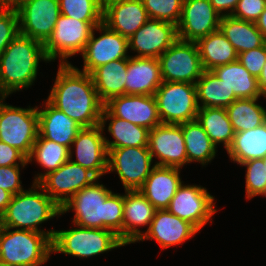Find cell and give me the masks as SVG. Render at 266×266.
Segmentation results:
<instances>
[{
	"instance_id": "6da1fadb",
	"label": "cell",
	"mask_w": 266,
	"mask_h": 266,
	"mask_svg": "<svg viewBox=\"0 0 266 266\" xmlns=\"http://www.w3.org/2000/svg\"><path fill=\"white\" fill-rule=\"evenodd\" d=\"M47 100L82 127L100 124L104 103L95 89L91 74L71 64H59Z\"/></svg>"
},
{
	"instance_id": "7a4b0ae2",
	"label": "cell",
	"mask_w": 266,
	"mask_h": 266,
	"mask_svg": "<svg viewBox=\"0 0 266 266\" xmlns=\"http://www.w3.org/2000/svg\"><path fill=\"white\" fill-rule=\"evenodd\" d=\"M74 212L73 224L94 229H110L123 242L124 193H115L97 179L78 191L62 207L61 215Z\"/></svg>"
},
{
	"instance_id": "3957f363",
	"label": "cell",
	"mask_w": 266,
	"mask_h": 266,
	"mask_svg": "<svg viewBox=\"0 0 266 266\" xmlns=\"http://www.w3.org/2000/svg\"><path fill=\"white\" fill-rule=\"evenodd\" d=\"M49 63L44 43L17 35L0 55V87L9 96L34 85L40 62Z\"/></svg>"
},
{
	"instance_id": "277c9868",
	"label": "cell",
	"mask_w": 266,
	"mask_h": 266,
	"mask_svg": "<svg viewBox=\"0 0 266 266\" xmlns=\"http://www.w3.org/2000/svg\"><path fill=\"white\" fill-rule=\"evenodd\" d=\"M30 187L12 196L0 217V226L45 233L52 239L55 230L41 229V224L61 217V207L37 182H32Z\"/></svg>"
},
{
	"instance_id": "5b68a950",
	"label": "cell",
	"mask_w": 266,
	"mask_h": 266,
	"mask_svg": "<svg viewBox=\"0 0 266 266\" xmlns=\"http://www.w3.org/2000/svg\"><path fill=\"white\" fill-rule=\"evenodd\" d=\"M52 254L47 234L0 226V260L7 266H42Z\"/></svg>"
},
{
	"instance_id": "8992f818",
	"label": "cell",
	"mask_w": 266,
	"mask_h": 266,
	"mask_svg": "<svg viewBox=\"0 0 266 266\" xmlns=\"http://www.w3.org/2000/svg\"><path fill=\"white\" fill-rule=\"evenodd\" d=\"M74 225V228L55 230L52 253L87 259L126 246L110 229H94Z\"/></svg>"
},
{
	"instance_id": "52a82bcc",
	"label": "cell",
	"mask_w": 266,
	"mask_h": 266,
	"mask_svg": "<svg viewBox=\"0 0 266 266\" xmlns=\"http://www.w3.org/2000/svg\"><path fill=\"white\" fill-rule=\"evenodd\" d=\"M102 23L80 21L60 14L52 35L44 43L50 63L58 58L59 64H71L69 58L82 54L94 27Z\"/></svg>"
},
{
	"instance_id": "ba28073f",
	"label": "cell",
	"mask_w": 266,
	"mask_h": 266,
	"mask_svg": "<svg viewBox=\"0 0 266 266\" xmlns=\"http://www.w3.org/2000/svg\"><path fill=\"white\" fill-rule=\"evenodd\" d=\"M38 134L37 105L23 108L5 101L0 105V141L28 158Z\"/></svg>"
},
{
	"instance_id": "9c48e42d",
	"label": "cell",
	"mask_w": 266,
	"mask_h": 266,
	"mask_svg": "<svg viewBox=\"0 0 266 266\" xmlns=\"http://www.w3.org/2000/svg\"><path fill=\"white\" fill-rule=\"evenodd\" d=\"M154 97L162 124L180 125L196 120L199 110L196 84L163 81Z\"/></svg>"
},
{
	"instance_id": "30bf717a",
	"label": "cell",
	"mask_w": 266,
	"mask_h": 266,
	"mask_svg": "<svg viewBox=\"0 0 266 266\" xmlns=\"http://www.w3.org/2000/svg\"><path fill=\"white\" fill-rule=\"evenodd\" d=\"M215 201V196L211 195L206 187L183 182L167 210L180 219L188 221L200 231L209 222L212 224V217L219 210L216 209Z\"/></svg>"
},
{
	"instance_id": "8fae6325",
	"label": "cell",
	"mask_w": 266,
	"mask_h": 266,
	"mask_svg": "<svg viewBox=\"0 0 266 266\" xmlns=\"http://www.w3.org/2000/svg\"><path fill=\"white\" fill-rule=\"evenodd\" d=\"M158 59L165 82L196 84L204 71L194 41L177 39Z\"/></svg>"
},
{
	"instance_id": "7c38bea8",
	"label": "cell",
	"mask_w": 266,
	"mask_h": 266,
	"mask_svg": "<svg viewBox=\"0 0 266 266\" xmlns=\"http://www.w3.org/2000/svg\"><path fill=\"white\" fill-rule=\"evenodd\" d=\"M148 147H121L108 151V173H117L125 190H138L155 167Z\"/></svg>"
},
{
	"instance_id": "4fadbf2b",
	"label": "cell",
	"mask_w": 266,
	"mask_h": 266,
	"mask_svg": "<svg viewBox=\"0 0 266 266\" xmlns=\"http://www.w3.org/2000/svg\"><path fill=\"white\" fill-rule=\"evenodd\" d=\"M19 34L45 43L60 16L59 0H16Z\"/></svg>"
},
{
	"instance_id": "5bb4252c",
	"label": "cell",
	"mask_w": 266,
	"mask_h": 266,
	"mask_svg": "<svg viewBox=\"0 0 266 266\" xmlns=\"http://www.w3.org/2000/svg\"><path fill=\"white\" fill-rule=\"evenodd\" d=\"M99 36H96V33ZM128 39L118 32L110 30L104 23L94 27L90 39L81 56L82 72L91 74L96 68L115 60L128 59ZM129 54V55H128Z\"/></svg>"
},
{
	"instance_id": "9a60e30c",
	"label": "cell",
	"mask_w": 266,
	"mask_h": 266,
	"mask_svg": "<svg viewBox=\"0 0 266 266\" xmlns=\"http://www.w3.org/2000/svg\"><path fill=\"white\" fill-rule=\"evenodd\" d=\"M99 179L93 172L70 159L57 170L43 176L37 183L62 207L78 191Z\"/></svg>"
},
{
	"instance_id": "2e32d148",
	"label": "cell",
	"mask_w": 266,
	"mask_h": 266,
	"mask_svg": "<svg viewBox=\"0 0 266 266\" xmlns=\"http://www.w3.org/2000/svg\"><path fill=\"white\" fill-rule=\"evenodd\" d=\"M147 147L156 166L182 169L187 165V152L181 125L155 126L149 130Z\"/></svg>"
},
{
	"instance_id": "e0dca14e",
	"label": "cell",
	"mask_w": 266,
	"mask_h": 266,
	"mask_svg": "<svg viewBox=\"0 0 266 266\" xmlns=\"http://www.w3.org/2000/svg\"><path fill=\"white\" fill-rule=\"evenodd\" d=\"M105 135L100 124L94 127H82L70 148V160L90 170L99 179L107 174L108 169Z\"/></svg>"
},
{
	"instance_id": "ac0fdd59",
	"label": "cell",
	"mask_w": 266,
	"mask_h": 266,
	"mask_svg": "<svg viewBox=\"0 0 266 266\" xmlns=\"http://www.w3.org/2000/svg\"><path fill=\"white\" fill-rule=\"evenodd\" d=\"M177 26L157 20L148 19L129 39V52L133 57L159 58L176 40Z\"/></svg>"
},
{
	"instance_id": "d6986e66",
	"label": "cell",
	"mask_w": 266,
	"mask_h": 266,
	"mask_svg": "<svg viewBox=\"0 0 266 266\" xmlns=\"http://www.w3.org/2000/svg\"><path fill=\"white\" fill-rule=\"evenodd\" d=\"M221 16L210 0H184L177 24L178 39L196 42L219 29Z\"/></svg>"
},
{
	"instance_id": "ffe728a7",
	"label": "cell",
	"mask_w": 266,
	"mask_h": 266,
	"mask_svg": "<svg viewBox=\"0 0 266 266\" xmlns=\"http://www.w3.org/2000/svg\"><path fill=\"white\" fill-rule=\"evenodd\" d=\"M200 232L194 225L180 219L167 209H158L147 231L136 243L155 240L165 250L170 247L183 245Z\"/></svg>"
},
{
	"instance_id": "44dd1931",
	"label": "cell",
	"mask_w": 266,
	"mask_h": 266,
	"mask_svg": "<svg viewBox=\"0 0 266 266\" xmlns=\"http://www.w3.org/2000/svg\"><path fill=\"white\" fill-rule=\"evenodd\" d=\"M104 107L117 118L149 130L162 124L154 95L124 94L111 98Z\"/></svg>"
},
{
	"instance_id": "7402d4cb",
	"label": "cell",
	"mask_w": 266,
	"mask_h": 266,
	"mask_svg": "<svg viewBox=\"0 0 266 266\" xmlns=\"http://www.w3.org/2000/svg\"><path fill=\"white\" fill-rule=\"evenodd\" d=\"M148 19L142 0H103V23L127 39Z\"/></svg>"
},
{
	"instance_id": "603a6c76",
	"label": "cell",
	"mask_w": 266,
	"mask_h": 266,
	"mask_svg": "<svg viewBox=\"0 0 266 266\" xmlns=\"http://www.w3.org/2000/svg\"><path fill=\"white\" fill-rule=\"evenodd\" d=\"M124 193L123 243L127 246L135 244L147 231L157 209L139 190H125Z\"/></svg>"
},
{
	"instance_id": "cb8c5ba5",
	"label": "cell",
	"mask_w": 266,
	"mask_h": 266,
	"mask_svg": "<svg viewBox=\"0 0 266 266\" xmlns=\"http://www.w3.org/2000/svg\"><path fill=\"white\" fill-rule=\"evenodd\" d=\"M40 105L37 106L39 135L70 149L82 126L54 107L47 99Z\"/></svg>"
},
{
	"instance_id": "d4e9b609",
	"label": "cell",
	"mask_w": 266,
	"mask_h": 266,
	"mask_svg": "<svg viewBox=\"0 0 266 266\" xmlns=\"http://www.w3.org/2000/svg\"><path fill=\"white\" fill-rule=\"evenodd\" d=\"M180 173V168L155 166L138 190L157 210L167 209L183 183Z\"/></svg>"
},
{
	"instance_id": "484cf974",
	"label": "cell",
	"mask_w": 266,
	"mask_h": 266,
	"mask_svg": "<svg viewBox=\"0 0 266 266\" xmlns=\"http://www.w3.org/2000/svg\"><path fill=\"white\" fill-rule=\"evenodd\" d=\"M125 94L154 95L162 84L160 62L157 58H128Z\"/></svg>"
},
{
	"instance_id": "4316f807",
	"label": "cell",
	"mask_w": 266,
	"mask_h": 266,
	"mask_svg": "<svg viewBox=\"0 0 266 266\" xmlns=\"http://www.w3.org/2000/svg\"><path fill=\"white\" fill-rule=\"evenodd\" d=\"M100 125L113 138H105L107 150L121 147H147L149 129L132 124L121 118L114 117L105 107L101 114ZM107 127V128H105Z\"/></svg>"
},
{
	"instance_id": "83f0119b",
	"label": "cell",
	"mask_w": 266,
	"mask_h": 266,
	"mask_svg": "<svg viewBox=\"0 0 266 266\" xmlns=\"http://www.w3.org/2000/svg\"><path fill=\"white\" fill-rule=\"evenodd\" d=\"M226 153L237 165L266 157V122L254 129L236 132Z\"/></svg>"
},
{
	"instance_id": "f1b7e54d",
	"label": "cell",
	"mask_w": 266,
	"mask_h": 266,
	"mask_svg": "<svg viewBox=\"0 0 266 266\" xmlns=\"http://www.w3.org/2000/svg\"><path fill=\"white\" fill-rule=\"evenodd\" d=\"M127 65L128 59L115 60L91 73L95 89L104 104L113 97L125 94Z\"/></svg>"
},
{
	"instance_id": "f546056e",
	"label": "cell",
	"mask_w": 266,
	"mask_h": 266,
	"mask_svg": "<svg viewBox=\"0 0 266 266\" xmlns=\"http://www.w3.org/2000/svg\"><path fill=\"white\" fill-rule=\"evenodd\" d=\"M219 29L238 54L256 49L266 43V38L255 22L236 19L232 16H221Z\"/></svg>"
},
{
	"instance_id": "4dcf8cb0",
	"label": "cell",
	"mask_w": 266,
	"mask_h": 266,
	"mask_svg": "<svg viewBox=\"0 0 266 266\" xmlns=\"http://www.w3.org/2000/svg\"><path fill=\"white\" fill-rule=\"evenodd\" d=\"M214 75L222 80L238 99L261 98L258 80L238 61H234L211 70Z\"/></svg>"
},
{
	"instance_id": "1f68e13d",
	"label": "cell",
	"mask_w": 266,
	"mask_h": 266,
	"mask_svg": "<svg viewBox=\"0 0 266 266\" xmlns=\"http://www.w3.org/2000/svg\"><path fill=\"white\" fill-rule=\"evenodd\" d=\"M204 70L212 69L238 60V53L225 35L218 29L196 41Z\"/></svg>"
},
{
	"instance_id": "d6a6232c",
	"label": "cell",
	"mask_w": 266,
	"mask_h": 266,
	"mask_svg": "<svg viewBox=\"0 0 266 266\" xmlns=\"http://www.w3.org/2000/svg\"><path fill=\"white\" fill-rule=\"evenodd\" d=\"M185 140L187 165L199 163L202 168L211 163L218 152L202 126L197 120L180 124Z\"/></svg>"
},
{
	"instance_id": "836d02e7",
	"label": "cell",
	"mask_w": 266,
	"mask_h": 266,
	"mask_svg": "<svg viewBox=\"0 0 266 266\" xmlns=\"http://www.w3.org/2000/svg\"><path fill=\"white\" fill-rule=\"evenodd\" d=\"M196 120L205 130L213 144L217 148L222 145L227 151L232 143L235 131L226 108H199Z\"/></svg>"
},
{
	"instance_id": "e575fe53",
	"label": "cell",
	"mask_w": 266,
	"mask_h": 266,
	"mask_svg": "<svg viewBox=\"0 0 266 266\" xmlns=\"http://www.w3.org/2000/svg\"><path fill=\"white\" fill-rule=\"evenodd\" d=\"M70 149L66 146L44 139L39 134L27 158L28 164L32 162L43 168L34 176L33 182H38L47 173L57 170L70 159Z\"/></svg>"
},
{
	"instance_id": "d590c367",
	"label": "cell",
	"mask_w": 266,
	"mask_h": 266,
	"mask_svg": "<svg viewBox=\"0 0 266 266\" xmlns=\"http://www.w3.org/2000/svg\"><path fill=\"white\" fill-rule=\"evenodd\" d=\"M196 89L199 108H227L238 99L233 90L208 70H204L197 80Z\"/></svg>"
},
{
	"instance_id": "8d00e7d4",
	"label": "cell",
	"mask_w": 266,
	"mask_h": 266,
	"mask_svg": "<svg viewBox=\"0 0 266 266\" xmlns=\"http://www.w3.org/2000/svg\"><path fill=\"white\" fill-rule=\"evenodd\" d=\"M259 99H236L226 108L235 133L254 129L266 122V108L258 103Z\"/></svg>"
},
{
	"instance_id": "74e56055",
	"label": "cell",
	"mask_w": 266,
	"mask_h": 266,
	"mask_svg": "<svg viewBox=\"0 0 266 266\" xmlns=\"http://www.w3.org/2000/svg\"><path fill=\"white\" fill-rule=\"evenodd\" d=\"M60 13L85 22H103V0H59Z\"/></svg>"
},
{
	"instance_id": "f35d334b",
	"label": "cell",
	"mask_w": 266,
	"mask_h": 266,
	"mask_svg": "<svg viewBox=\"0 0 266 266\" xmlns=\"http://www.w3.org/2000/svg\"><path fill=\"white\" fill-rule=\"evenodd\" d=\"M245 167V199L246 201L266 193V166L263 159L248 160L239 165Z\"/></svg>"
},
{
	"instance_id": "ab89813d",
	"label": "cell",
	"mask_w": 266,
	"mask_h": 266,
	"mask_svg": "<svg viewBox=\"0 0 266 266\" xmlns=\"http://www.w3.org/2000/svg\"><path fill=\"white\" fill-rule=\"evenodd\" d=\"M184 0H142L149 19H157L177 26Z\"/></svg>"
},
{
	"instance_id": "60d3db41",
	"label": "cell",
	"mask_w": 266,
	"mask_h": 266,
	"mask_svg": "<svg viewBox=\"0 0 266 266\" xmlns=\"http://www.w3.org/2000/svg\"><path fill=\"white\" fill-rule=\"evenodd\" d=\"M19 35V17L13 4L0 5V55Z\"/></svg>"
},
{
	"instance_id": "b9f144b4",
	"label": "cell",
	"mask_w": 266,
	"mask_h": 266,
	"mask_svg": "<svg viewBox=\"0 0 266 266\" xmlns=\"http://www.w3.org/2000/svg\"><path fill=\"white\" fill-rule=\"evenodd\" d=\"M238 61L258 79L266 63V43L256 49L239 53Z\"/></svg>"
},
{
	"instance_id": "7bdbcfd3",
	"label": "cell",
	"mask_w": 266,
	"mask_h": 266,
	"mask_svg": "<svg viewBox=\"0 0 266 266\" xmlns=\"http://www.w3.org/2000/svg\"><path fill=\"white\" fill-rule=\"evenodd\" d=\"M266 8V0H239L232 17L256 22Z\"/></svg>"
},
{
	"instance_id": "ee69618b",
	"label": "cell",
	"mask_w": 266,
	"mask_h": 266,
	"mask_svg": "<svg viewBox=\"0 0 266 266\" xmlns=\"http://www.w3.org/2000/svg\"><path fill=\"white\" fill-rule=\"evenodd\" d=\"M25 166L0 167V188L16 195L24 190L21 181V171Z\"/></svg>"
},
{
	"instance_id": "f6af8a7d",
	"label": "cell",
	"mask_w": 266,
	"mask_h": 266,
	"mask_svg": "<svg viewBox=\"0 0 266 266\" xmlns=\"http://www.w3.org/2000/svg\"><path fill=\"white\" fill-rule=\"evenodd\" d=\"M27 165V158L20 151L0 141V167Z\"/></svg>"
},
{
	"instance_id": "bcb514c9",
	"label": "cell",
	"mask_w": 266,
	"mask_h": 266,
	"mask_svg": "<svg viewBox=\"0 0 266 266\" xmlns=\"http://www.w3.org/2000/svg\"><path fill=\"white\" fill-rule=\"evenodd\" d=\"M239 0H210L220 16H231Z\"/></svg>"
},
{
	"instance_id": "7dc6e473",
	"label": "cell",
	"mask_w": 266,
	"mask_h": 266,
	"mask_svg": "<svg viewBox=\"0 0 266 266\" xmlns=\"http://www.w3.org/2000/svg\"><path fill=\"white\" fill-rule=\"evenodd\" d=\"M12 194L0 188V217L5 212L8 204L11 201Z\"/></svg>"
},
{
	"instance_id": "c3c4849f",
	"label": "cell",
	"mask_w": 266,
	"mask_h": 266,
	"mask_svg": "<svg viewBox=\"0 0 266 266\" xmlns=\"http://www.w3.org/2000/svg\"><path fill=\"white\" fill-rule=\"evenodd\" d=\"M257 80L260 91L266 96V63L264 64L262 72Z\"/></svg>"
},
{
	"instance_id": "681fc988",
	"label": "cell",
	"mask_w": 266,
	"mask_h": 266,
	"mask_svg": "<svg viewBox=\"0 0 266 266\" xmlns=\"http://www.w3.org/2000/svg\"><path fill=\"white\" fill-rule=\"evenodd\" d=\"M259 31L266 38V8L264 12L260 15L259 19L255 22Z\"/></svg>"
},
{
	"instance_id": "f907efd6",
	"label": "cell",
	"mask_w": 266,
	"mask_h": 266,
	"mask_svg": "<svg viewBox=\"0 0 266 266\" xmlns=\"http://www.w3.org/2000/svg\"><path fill=\"white\" fill-rule=\"evenodd\" d=\"M9 97L0 87V105Z\"/></svg>"
},
{
	"instance_id": "816d5d0a",
	"label": "cell",
	"mask_w": 266,
	"mask_h": 266,
	"mask_svg": "<svg viewBox=\"0 0 266 266\" xmlns=\"http://www.w3.org/2000/svg\"><path fill=\"white\" fill-rule=\"evenodd\" d=\"M7 4V0H0V5Z\"/></svg>"
},
{
	"instance_id": "f5cc1de1",
	"label": "cell",
	"mask_w": 266,
	"mask_h": 266,
	"mask_svg": "<svg viewBox=\"0 0 266 266\" xmlns=\"http://www.w3.org/2000/svg\"><path fill=\"white\" fill-rule=\"evenodd\" d=\"M16 0H7V3L13 4Z\"/></svg>"
},
{
	"instance_id": "db71d44e",
	"label": "cell",
	"mask_w": 266,
	"mask_h": 266,
	"mask_svg": "<svg viewBox=\"0 0 266 266\" xmlns=\"http://www.w3.org/2000/svg\"><path fill=\"white\" fill-rule=\"evenodd\" d=\"M0 266H7V265L0 260Z\"/></svg>"
},
{
	"instance_id": "11a10c76",
	"label": "cell",
	"mask_w": 266,
	"mask_h": 266,
	"mask_svg": "<svg viewBox=\"0 0 266 266\" xmlns=\"http://www.w3.org/2000/svg\"><path fill=\"white\" fill-rule=\"evenodd\" d=\"M263 163L266 166V157L263 158Z\"/></svg>"
}]
</instances>
